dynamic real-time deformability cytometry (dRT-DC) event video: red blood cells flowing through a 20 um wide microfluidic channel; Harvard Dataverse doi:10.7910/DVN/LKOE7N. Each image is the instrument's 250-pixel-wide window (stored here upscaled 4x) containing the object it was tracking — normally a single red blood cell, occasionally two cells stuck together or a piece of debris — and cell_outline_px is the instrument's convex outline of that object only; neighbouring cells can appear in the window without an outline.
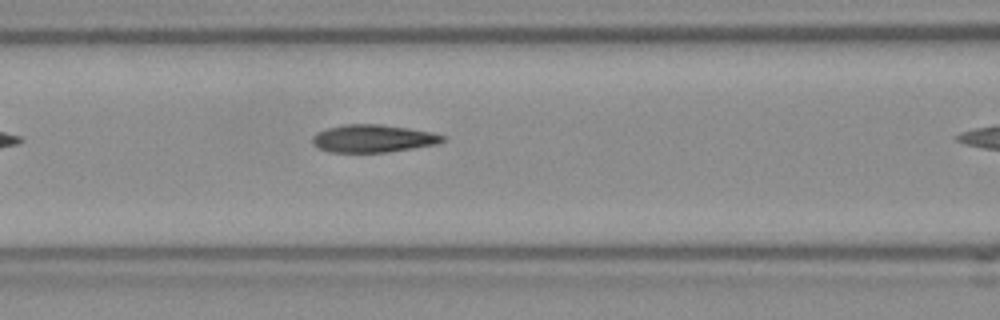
{"species": "Egyptian fruit bat (a non-hibernating species)", "species_latin": "Rousettus aegyptiacus", "temperature_condition": "room temperature", "stored_images_in_passage": 7, "camera_frame_rate_fps": 3000, "um_per_image_px": 0.085, "frame": {"image": 1, "passage_image": 6, "time_ms": 1.667, "image_size_px": [1000, 320], "cell_outline_px": [[448, 140], [436, 144], [388, 152], [328, 152], [312, 144], [312, 136], [316, 132], [328, 128], [344, 124], [380, 124], [408, 128], [432, 132], [444, 136]], "centroid_in_image_um": [31.7, 11.77], "position_along_channel_um": 134.9, "area_um2": 21.04}}